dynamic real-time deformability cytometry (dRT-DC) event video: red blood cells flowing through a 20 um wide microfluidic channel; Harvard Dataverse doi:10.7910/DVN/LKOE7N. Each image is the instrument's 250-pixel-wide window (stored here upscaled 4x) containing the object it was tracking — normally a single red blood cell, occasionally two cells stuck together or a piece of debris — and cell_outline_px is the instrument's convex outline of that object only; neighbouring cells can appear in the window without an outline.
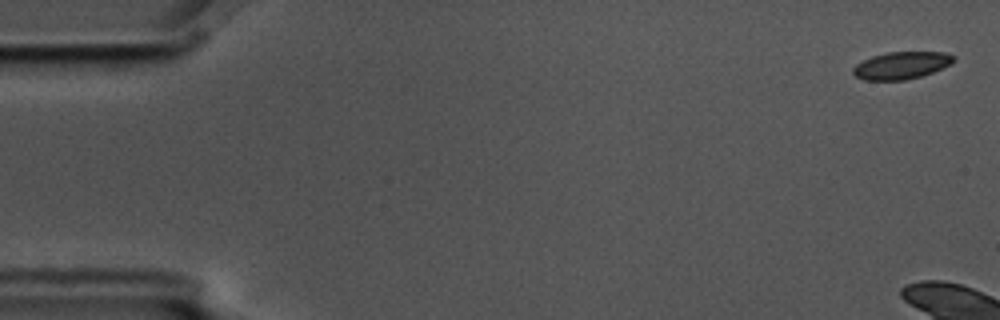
{"species": "common noctule bat (a hibernating species)", "species_latin": "Nyctalus noctula", "temperature_condition": "cold", "stored_images_in_passage": 3, "camera_frame_rate_fps": 3000, "um_per_image_px": 0.085, "animal": {"sex": "male", "body_mass_g": 17.5, "forearm_length_mm": 52.3}, "frame": {"image": 1, "passage_image": 1, "time_ms": 0.0, "image_size_px": [1000, 320], "cell_outline_px": [[956, 60], [952, 64], [932, 72], [920, 76], [904, 80], [864, 80], [856, 76], [852, 72], [852, 68], [856, 64], [872, 56], [888, 52], [944, 52], [956, 56]], "centroid_in_image_um": [76.64, 5.55], "position_along_channel_um": 8.4, "area_um2": 16.01}}